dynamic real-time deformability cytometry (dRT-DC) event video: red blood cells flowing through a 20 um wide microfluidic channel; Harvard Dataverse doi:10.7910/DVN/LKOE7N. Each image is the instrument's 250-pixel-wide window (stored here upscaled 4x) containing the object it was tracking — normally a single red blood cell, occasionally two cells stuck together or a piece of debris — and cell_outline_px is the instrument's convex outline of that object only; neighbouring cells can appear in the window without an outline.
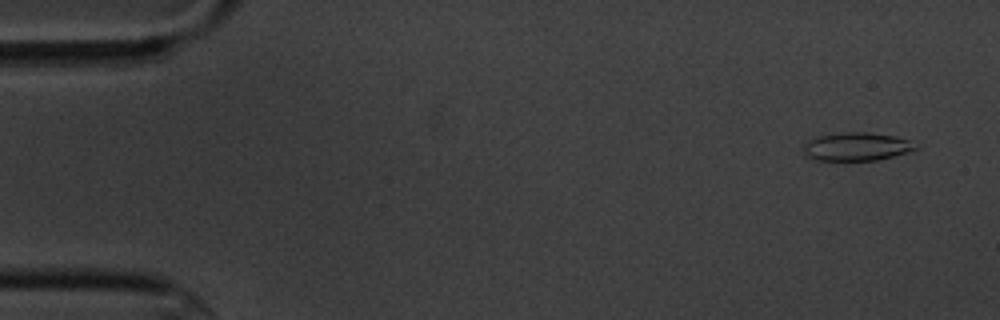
{"species": "common noctule bat (a hibernating species)", "species_latin": "Nyctalus noctula", "temperature_condition": "cold", "stored_images_in_passage": 6, "camera_frame_rate_fps": 3000, "um_per_image_px": 0.085, "animal": {"sex": "male", "body_mass_g": 20.1, "forearm_length_mm": 53.5}, "frame": {"image": 1, "passage_image": 1, "time_ms": 0.0, "image_size_px": [1000, 320], "cell_outline_px": [[920, 148], [908, 152], [876, 160], [812, 160], [804, 156], [804, 144], [808, 140], [816, 136], [840, 132], [868, 132], [896, 136], [908, 140]], "centroid_in_image_um": [72.76, 12.46], "position_along_channel_um": 12.2, "area_um2": 18.61}}
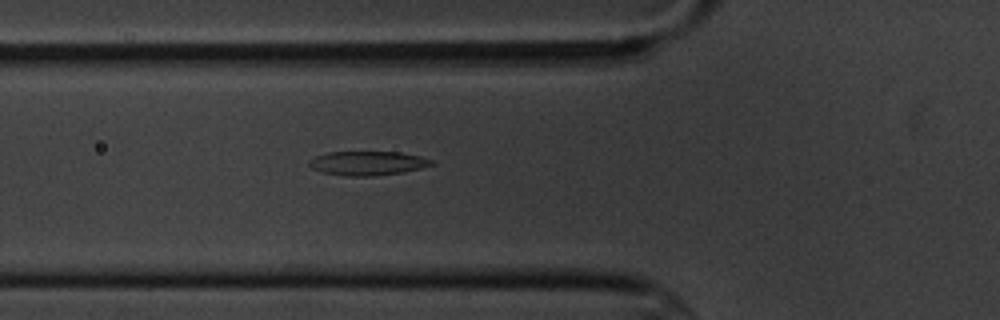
{"frame": {"image": 2, "passage_image": 6, "time_ms": 5.667, "image_size_px": [1000, 320], "cell_outline_px": [[436, 164], [404, 172], [376, 176], [344, 176], [320, 172], [312, 168], [308, 164], [308, 160], [316, 156], [328, 152], [400, 152], [420, 156], [432, 160]], "centroid_in_image_um": [31.24, 13.88], "position_along_channel_um": 94.6, "area_um2": 17.34}}